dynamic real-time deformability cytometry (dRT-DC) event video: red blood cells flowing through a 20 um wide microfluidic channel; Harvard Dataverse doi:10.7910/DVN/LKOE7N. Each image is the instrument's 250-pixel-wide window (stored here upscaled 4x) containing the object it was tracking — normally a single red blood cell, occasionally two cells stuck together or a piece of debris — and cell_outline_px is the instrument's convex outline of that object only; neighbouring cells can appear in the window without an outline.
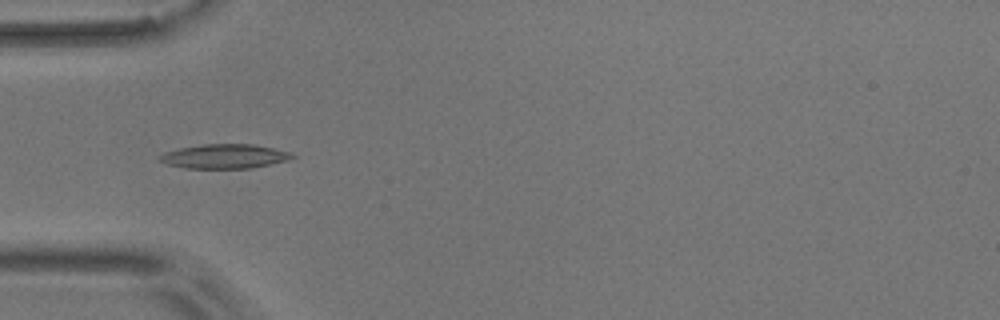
{"species": "common noctule bat (a hibernating species)", "species_latin": "Nyctalus noctula", "temperature_condition": "room temperature", "stored_images_in_passage": 5, "camera_frame_rate_fps": 3000, "um_per_image_px": 0.085, "animal": {"sex": "male", "body_mass_g": 17.9}, "frame": {"image": 1, "passage_image": 5, "time_ms": 4.667, "image_size_px": [1000, 320], "cell_outline_px": [[296, 156], [288, 160], [252, 168], [184, 168], [168, 164], [160, 160], [156, 156], [164, 152], [180, 148], [204, 144], [252, 144], [292, 152]], "centroid_in_image_um": [19.08, 13.28], "position_along_channel_um": 65.9, "area_um2": 18.73}}